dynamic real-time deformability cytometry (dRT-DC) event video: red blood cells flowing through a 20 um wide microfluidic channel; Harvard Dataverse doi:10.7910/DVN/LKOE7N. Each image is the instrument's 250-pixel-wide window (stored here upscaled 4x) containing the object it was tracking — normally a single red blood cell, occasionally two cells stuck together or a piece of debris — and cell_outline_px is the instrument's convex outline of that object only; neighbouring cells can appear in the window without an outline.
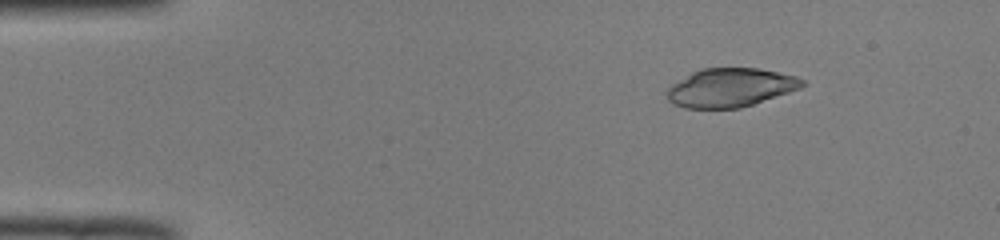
{"species": "common noctule bat (a hibernating species)", "species_latin": "Nyctalus noctula", "temperature_condition": "room temperature", "stored_images_in_passage": 47, "camera_frame_rate_fps": 3000, "um_per_image_px": 0.085, "animal": {"sex": "male", "body_mass_g": 19.0, "forearm_length_mm": 50.8}, "frame": {"image": 1, "passage_image": 7, "time_ms": 2.0, "image_size_px": [1000, 240], "cell_outline_px": [[808, 84], [800, 88], [740, 108], [684, 108], [668, 100], [668, 88], [672, 84], [692, 72], [700, 68], [760, 68], [796, 76], [804, 80]], "centroid_in_image_um": [62.1, 7.43], "position_along_channel_um": 22.9, "area_um2": 30.29}}